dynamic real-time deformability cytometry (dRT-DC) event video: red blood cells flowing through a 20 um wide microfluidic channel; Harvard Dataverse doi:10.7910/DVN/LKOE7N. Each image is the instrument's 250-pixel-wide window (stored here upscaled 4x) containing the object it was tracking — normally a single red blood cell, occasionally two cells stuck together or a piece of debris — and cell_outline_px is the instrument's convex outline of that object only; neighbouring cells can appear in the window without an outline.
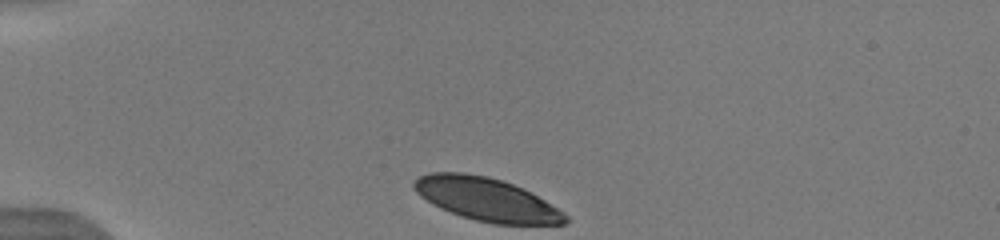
{"species": "human", "species_latin": "Homo sapiens", "temperature_condition": "warm", "stored_images_in_passage": 15, "camera_frame_rate_fps": 3000, "um_per_image_px": 0.085, "donor": {"sex": "male"}, "frame": {"image": 1, "passage_image": 1, "time_ms": 0.0, "image_size_px": [1000, 240], "cell_outline_px": [[568, 224], [492, 224], [476, 220], [440, 208], [432, 204], [420, 196], [412, 188], [412, 180], [428, 172], [464, 172], [488, 176], [512, 184], [544, 200], [564, 212], [568, 216]], "centroid_in_image_um": [41.31, 16.93], "position_along_channel_um": 43.7, "area_um2": 37.86}}